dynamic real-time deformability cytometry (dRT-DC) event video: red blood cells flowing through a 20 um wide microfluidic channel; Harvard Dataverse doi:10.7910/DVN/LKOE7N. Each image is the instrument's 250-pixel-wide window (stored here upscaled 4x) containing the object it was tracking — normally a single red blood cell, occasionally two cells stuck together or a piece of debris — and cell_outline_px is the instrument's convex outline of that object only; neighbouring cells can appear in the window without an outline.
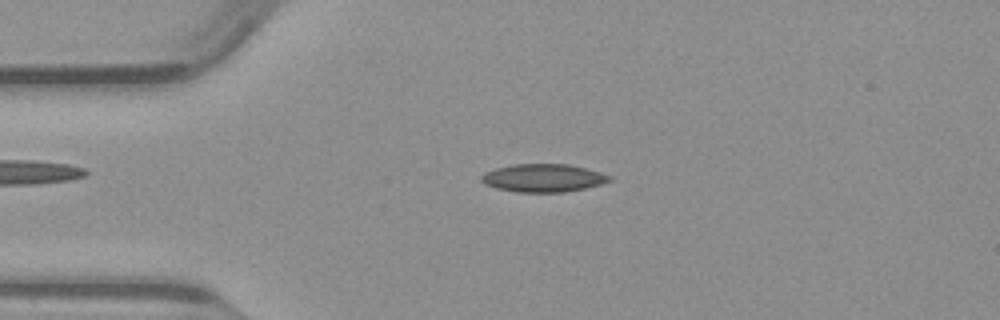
{"species": "common noctule bat (a hibernating species)", "species_latin": "Nyctalus noctula", "temperature_condition": "warm", "stored_images_in_passage": 43, "camera_frame_rate_fps": 3000, "um_per_image_px": 0.085, "animal": {"sex": "male", "body_mass_g": 23.1, "forearm_length_mm": 52.7}, "frame": {"image": 1, "passage_image": 5, "time_ms": 1.333, "image_size_px": [1000, 320], "cell_outline_px": [[612, 180], [600, 184], [584, 188], [564, 192], [516, 192], [496, 188], [484, 184], [480, 180], [480, 176], [484, 172], [496, 168], [512, 164], [568, 164], [600, 172], [612, 176]], "centroid_in_image_um": [46.14, 15.12], "position_along_channel_um": 38.9, "area_um2": 20.92}}
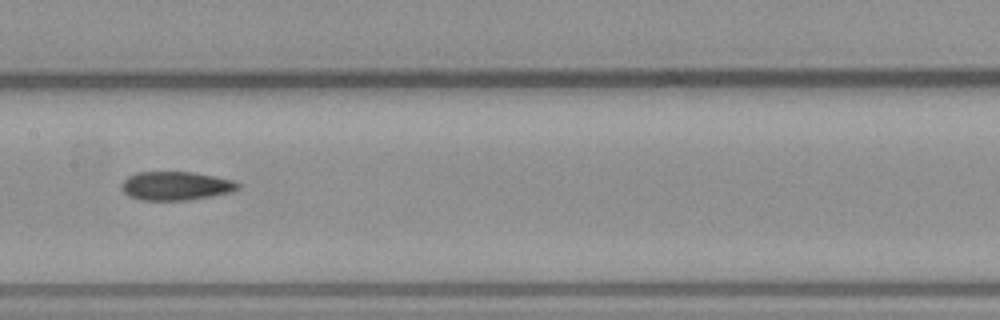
{"frame": {"image": 2, "passage_image": 18, "time_ms": 5.667, "image_size_px": [1000, 320], "cell_outline_px": [[240, 188], [232, 192], [188, 200], [140, 200], [128, 196], [124, 192], [120, 184], [128, 176], [136, 172], [192, 172], [216, 176], [232, 180], [240, 184]], "centroid_in_image_um": [14.94, 15.8], "position_along_channel_um": 192.5, "area_um2": 19.54}}
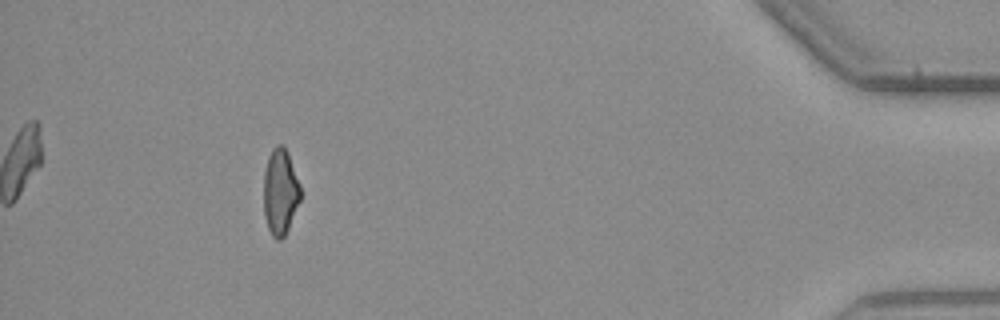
{"frame": {"image": 3, "passage_image": 39, "time_ms": 12.667, "image_size_px": [1000, 320], "cell_outline_px": [[300, 200], [288, 228], [284, 236], [280, 240], [276, 240], [272, 236], [268, 228], [264, 216], [264, 172], [268, 156], [272, 148], [276, 144], [284, 144], [288, 152], [300, 184]], "centroid_in_image_um": [23.81, 16.27], "position_along_channel_um": 411.4, "area_um2": 18.55}}